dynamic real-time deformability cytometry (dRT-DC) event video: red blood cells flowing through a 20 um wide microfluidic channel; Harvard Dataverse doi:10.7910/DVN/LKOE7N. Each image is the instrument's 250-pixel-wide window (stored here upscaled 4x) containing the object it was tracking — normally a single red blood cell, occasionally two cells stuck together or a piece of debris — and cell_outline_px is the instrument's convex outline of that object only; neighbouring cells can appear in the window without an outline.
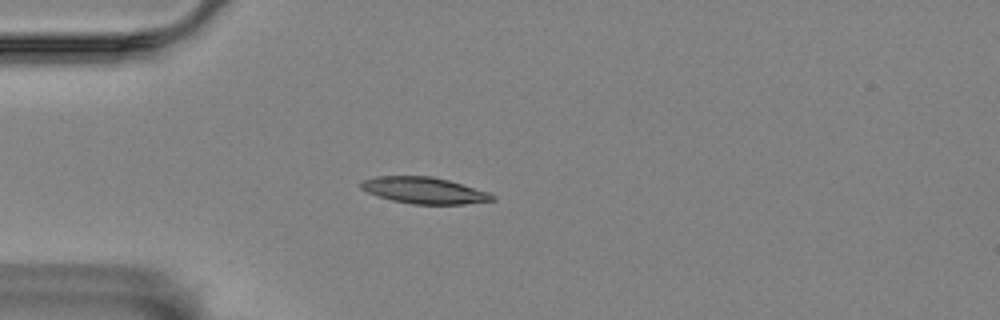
{"species": "Egyptian fruit bat (a non-hibernating species)", "species_latin": "Rousettus aegyptiacus", "temperature_condition": "room temperature", "stored_images_in_passage": 1, "camera_frame_rate_fps": 3000, "um_per_image_px": 0.085, "animal": {"sex": "female"}, "frame": {"image": 1, "passage_image": 1, "time_ms": 0.0, "image_size_px": [1000, 320], "cell_outline_px": [[496, 200], [464, 204], [412, 204], [392, 200], [368, 192], [360, 188], [360, 184], [364, 180], [376, 176], [432, 176], [448, 180], [488, 192], [496, 196]], "centroid_in_image_um": [36.07, 16.18], "position_along_channel_um": 48.9, "area_um2": 20.06}}